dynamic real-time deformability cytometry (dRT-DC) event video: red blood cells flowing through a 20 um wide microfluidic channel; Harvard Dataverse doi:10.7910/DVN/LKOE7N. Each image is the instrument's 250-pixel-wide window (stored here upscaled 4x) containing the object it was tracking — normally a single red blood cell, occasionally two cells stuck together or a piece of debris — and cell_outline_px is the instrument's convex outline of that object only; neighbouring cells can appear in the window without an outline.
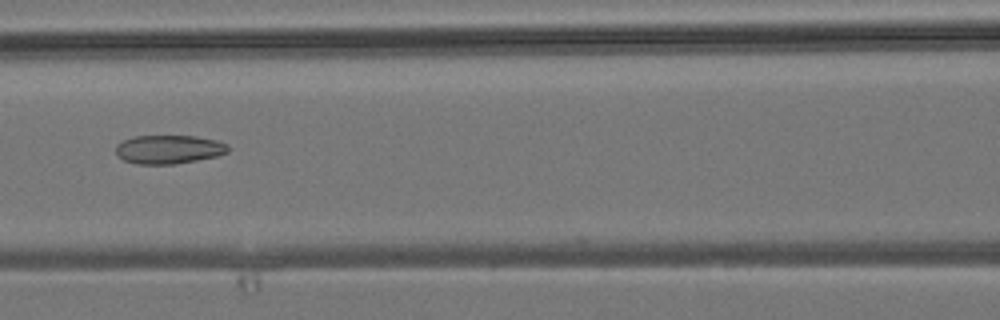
{"species": "common noctule bat (a hibernating species)", "species_latin": "Nyctalus noctula", "temperature_condition": "room temperature", "stored_images_in_passage": 5, "camera_frame_rate_fps": 3000, "um_per_image_px": 0.085, "animal": {"sex": "male", "body_mass_g": 19.2, "forearm_length_mm": 51.8}, "frame": {"image": 1, "passage_image": 5, "time_ms": 5.333, "image_size_px": [1000, 320], "cell_outline_px": [[228, 152], [216, 156], [176, 164], [140, 164], [124, 160], [116, 152], [116, 144], [124, 140], [136, 136], [196, 136], [216, 140], [228, 144]], "centroid_in_image_um": [14.36, 12.69], "position_along_channel_um": 152.2, "area_um2": 18.61}}